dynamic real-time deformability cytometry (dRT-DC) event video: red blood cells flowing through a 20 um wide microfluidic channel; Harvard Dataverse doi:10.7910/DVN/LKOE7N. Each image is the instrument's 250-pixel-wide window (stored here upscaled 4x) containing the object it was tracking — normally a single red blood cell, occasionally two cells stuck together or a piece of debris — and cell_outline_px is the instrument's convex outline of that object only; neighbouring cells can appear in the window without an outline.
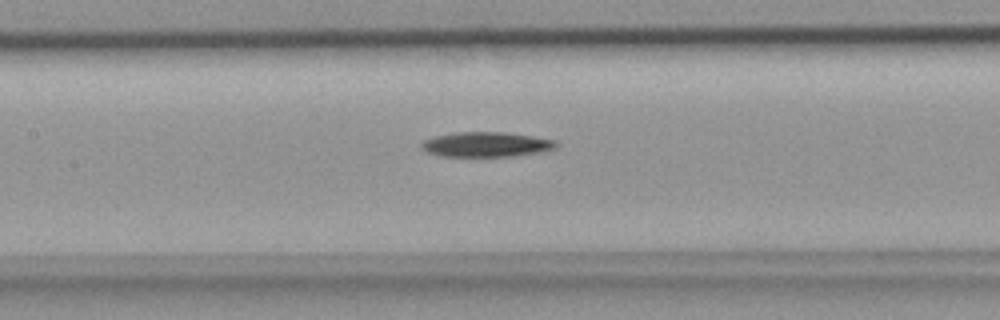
{"species": "common noctule bat (a hibernating species)", "species_latin": "Nyctalus noctula", "temperature_condition": "room temperature", "stored_images_in_passage": 25, "camera_frame_rate_fps": 3000, "um_per_image_px": 0.085, "animal": {"sex": "female", "body_mass_g": 18.4}, "frame": {"image": 1, "passage_image": 11, "time_ms": 3.333, "image_size_px": [1000, 320], "cell_outline_px": [[556, 144], [552, 148], [536, 152], [512, 156], [440, 156], [428, 152], [420, 148], [420, 144], [424, 140], [436, 136], [456, 132], [504, 132], [532, 136], [556, 140]], "centroid_in_image_um": [41.25, 12.27], "position_along_channel_um": 166.1, "area_um2": 19.19}}
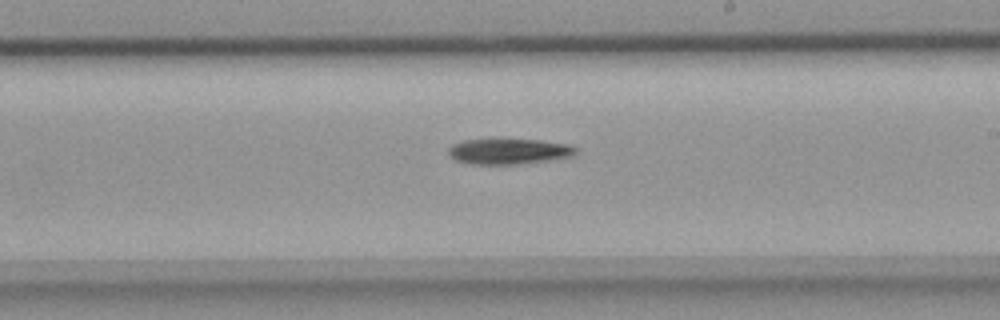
{"frame": {"image": 2, "passage_image": 16, "time_ms": 5.0, "image_size_px": [1000, 320], "cell_outline_px": [[576, 152], [572, 156], [548, 160], [516, 164], [472, 164], [456, 160], [448, 156], [448, 148], [452, 144], [464, 140], [540, 140], [568, 144], [576, 148]], "centroid_in_image_um": [43.21, 12.87], "position_along_channel_um": 245.8, "area_um2": 18.73}}
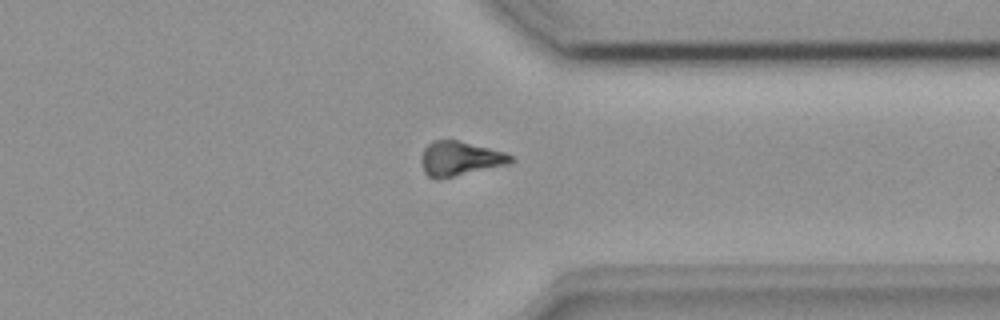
{"frame": {"image": 3, "passage_image": 24, "time_ms": 7.667, "image_size_px": [1000, 320], "cell_outline_px": [[516, 160], [508, 164], [436, 180], [428, 176], [424, 172], [420, 160], [420, 156], [424, 148], [432, 140], [456, 140], [504, 152], [512, 156]], "centroid_in_image_um": [39.04, 13.48], "position_along_channel_um": 372.4, "area_um2": 17.86}}